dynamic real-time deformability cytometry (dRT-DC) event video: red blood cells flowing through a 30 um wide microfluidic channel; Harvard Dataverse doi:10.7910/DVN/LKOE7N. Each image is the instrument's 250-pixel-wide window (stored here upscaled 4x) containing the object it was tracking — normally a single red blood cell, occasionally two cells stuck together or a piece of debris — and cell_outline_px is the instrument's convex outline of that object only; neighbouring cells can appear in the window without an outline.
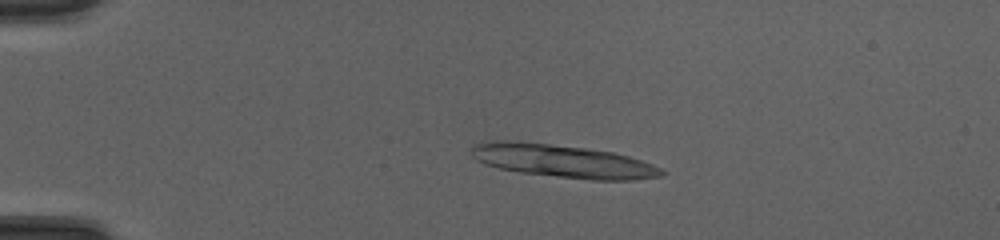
{"species": "common noctule bat (a hibernating species)", "species_latin": "Nyctalus noctula", "temperature_condition": "cold", "stored_images_in_passage": 43, "camera_frame_rate_fps": 3000, "um_per_image_px": 0.085, "animal": {"sex": "female", "body_mass_g": 20.0, "forearm_length_mm": 54.0}, "frame": {"image": 1, "passage_image": 4, "time_ms": 1.0, "image_size_px": [1000, 240], "cell_outline_px": [[668, 172], [664, 176], [632, 180], [592, 180], [520, 172], [500, 168], [484, 164], [476, 160], [472, 156], [472, 144], [496, 140], [508, 140], [548, 144], [584, 148], [612, 152], [628, 156], [652, 164]], "centroid_in_image_um": [47.85, 13.7], "position_along_channel_um": 37.1, "area_um2": 36.36}}
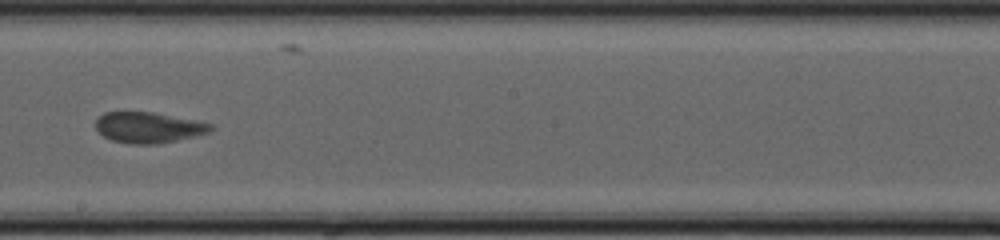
{"frame": {"image": 2, "passage_image": 23, "time_ms": 7.333, "image_size_px": [1000, 240], "cell_outline_px": [[212, 128], [208, 132], [176, 140], [156, 144], [128, 144], [112, 140], [104, 136], [96, 128], [96, 120], [104, 112], [152, 112], [212, 124]], "centroid_in_image_um": [12.56, 10.84], "position_along_channel_um": 235.6, "area_um2": 20.17}}
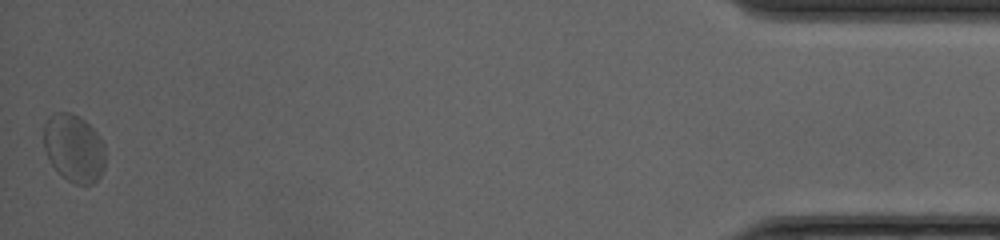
{"frame": {"image": 3, "passage_image": 43, "time_ms": 14.0, "image_size_px": [1000, 240], "cell_outline_px": [[104, 168], [100, 176], [92, 184], [76, 184], [68, 180], [52, 164], [44, 148], [44, 124], [48, 116], [52, 112], [72, 112], [80, 116], [96, 132], [104, 144]], "centroid_in_image_um": [6.28, 12.55], "position_along_channel_um": 428.9, "area_um2": 24.22}, "authors_computed_cell_mechanics": {"area_um2": 21.6172, "velocity_mm_per_s": 4.142, "shape_relaxation_time_tau1_ms": 3.7887, "shape_relaxation_time_tau2_ms": 1.1217, "deformation_change_tau1": 0.1119, "deformation_change_tau2": 0.0702}}